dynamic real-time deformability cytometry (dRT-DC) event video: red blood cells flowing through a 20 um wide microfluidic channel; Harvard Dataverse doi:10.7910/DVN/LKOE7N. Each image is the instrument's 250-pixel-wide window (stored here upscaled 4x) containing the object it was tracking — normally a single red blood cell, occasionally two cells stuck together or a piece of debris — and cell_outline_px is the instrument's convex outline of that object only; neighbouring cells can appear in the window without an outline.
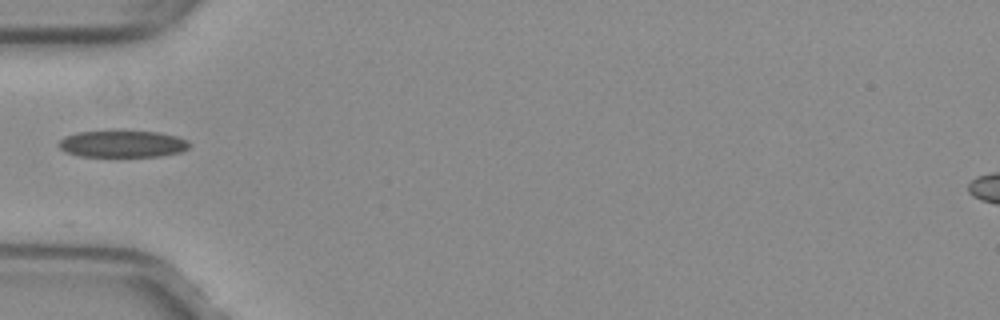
{"species": "common noctule bat (a hibernating species)", "species_latin": "Nyctalus noctula", "temperature_condition": "warm", "stored_images_in_passage": 34, "camera_frame_rate_fps": 3000, "um_per_image_px": 0.085, "animal": {"sex": "female", "body_mass_g": 29.2, "forearm_length_mm": 56.3}, "frame": {"image": 1, "passage_image": 1, "time_ms": 0.0, "image_size_px": [1000, 320], "cell_outline_px": [[192, 144], [188, 148], [180, 152], [160, 156], [80, 156], [64, 152], [56, 144], [64, 136], [80, 132], [112, 128], [120, 128], [160, 132], [176, 136], [188, 140]], "centroid_in_image_um": [10.4, 12.18], "position_along_channel_um": 74.6, "area_um2": 21.5}}
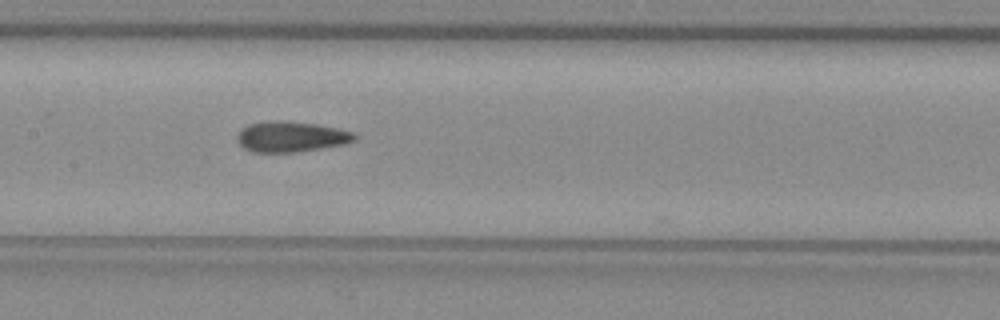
{"frame": {"image": 2, "passage_image": 9, "time_ms": 2.667, "image_size_px": [1000, 320], "cell_outline_px": [[356, 140], [344, 144], [296, 152], [252, 152], [244, 148], [236, 140], [236, 136], [248, 124], [276, 120], [280, 120], [316, 124], [336, 128], [352, 132], [356, 136]], "centroid_in_image_um": [24.72, 11.62], "position_along_channel_um": 182.7, "area_um2": 20.69}}
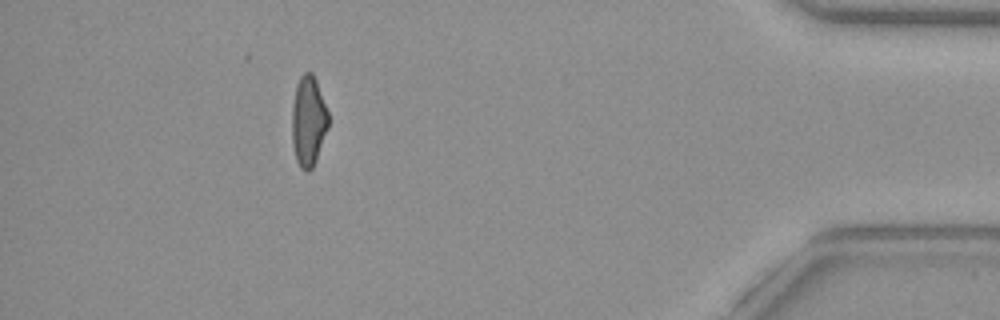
{"frame": {"image": 3, "passage_image": 30, "time_ms": 9.667, "image_size_px": [1000, 320], "cell_outline_px": [[328, 128], [316, 160], [312, 168], [308, 172], [304, 172], [300, 168], [296, 160], [292, 144], [292, 104], [296, 84], [300, 76], [304, 72], [312, 72], [316, 80], [328, 112]], "centroid_in_image_um": [26.2, 10.31], "position_along_channel_um": 409.0, "area_um2": 19.31}}